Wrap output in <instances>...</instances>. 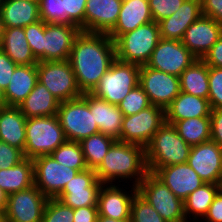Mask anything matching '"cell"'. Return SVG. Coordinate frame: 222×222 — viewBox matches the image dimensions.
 Returning a JSON list of instances; mask_svg holds the SVG:
<instances>
[{
  "label": "cell",
  "mask_w": 222,
  "mask_h": 222,
  "mask_svg": "<svg viewBox=\"0 0 222 222\" xmlns=\"http://www.w3.org/2000/svg\"><path fill=\"white\" fill-rule=\"evenodd\" d=\"M115 141V139L100 132L81 140L79 143L87 167L95 170L103 161L104 156Z\"/></svg>",
  "instance_id": "35"
},
{
  "label": "cell",
  "mask_w": 222,
  "mask_h": 222,
  "mask_svg": "<svg viewBox=\"0 0 222 222\" xmlns=\"http://www.w3.org/2000/svg\"><path fill=\"white\" fill-rule=\"evenodd\" d=\"M208 66L222 68V36L202 59Z\"/></svg>",
  "instance_id": "50"
},
{
  "label": "cell",
  "mask_w": 222,
  "mask_h": 222,
  "mask_svg": "<svg viewBox=\"0 0 222 222\" xmlns=\"http://www.w3.org/2000/svg\"><path fill=\"white\" fill-rule=\"evenodd\" d=\"M97 222H132V220L131 219L115 220L113 218H108L105 216L98 215Z\"/></svg>",
  "instance_id": "53"
},
{
  "label": "cell",
  "mask_w": 222,
  "mask_h": 222,
  "mask_svg": "<svg viewBox=\"0 0 222 222\" xmlns=\"http://www.w3.org/2000/svg\"><path fill=\"white\" fill-rule=\"evenodd\" d=\"M26 120L27 118L18 107L6 106L0 108V141L24 152Z\"/></svg>",
  "instance_id": "27"
},
{
  "label": "cell",
  "mask_w": 222,
  "mask_h": 222,
  "mask_svg": "<svg viewBox=\"0 0 222 222\" xmlns=\"http://www.w3.org/2000/svg\"><path fill=\"white\" fill-rule=\"evenodd\" d=\"M120 184H103L98 194V215L113 218L115 220L131 219V203L138 193L137 187H131V191L119 188ZM129 192L131 194H129Z\"/></svg>",
  "instance_id": "19"
},
{
  "label": "cell",
  "mask_w": 222,
  "mask_h": 222,
  "mask_svg": "<svg viewBox=\"0 0 222 222\" xmlns=\"http://www.w3.org/2000/svg\"><path fill=\"white\" fill-rule=\"evenodd\" d=\"M140 66L115 60L91 92L94 96L118 105L139 84Z\"/></svg>",
  "instance_id": "7"
},
{
  "label": "cell",
  "mask_w": 222,
  "mask_h": 222,
  "mask_svg": "<svg viewBox=\"0 0 222 222\" xmlns=\"http://www.w3.org/2000/svg\"><path fill=\"white\" fill-rule=\"evenodd\" d=\"M208 77L209 66L202 59H196L181 73L180 91L190 95L208 99Z\"/></svg>",
  "instance_id": "32"
},
{
  "label": "cell",
  "mask_w": 222,
  "mask_h": 222,
  "mask_svg": "<svg viewBox=\"0 0 222 222\" xmlns=\"http://www.w3.org/2000/svg\"><path fill=\"white\" fill-rule=\"evenodd\" d=\"M6 106L7 104H6V99L4 96V90L0 88V108L6 107Z\"/></svg>",
  "instance_id": "54"
},
{
  "label": "cell",
  "mask_w": 222,
  "mask_h": 222,
  "mask_svg": "<svg viewBox=\"0 0 222 222\" xmlns=\"http://www.w3.org/2000/svg\"><path fill=\"white\" fill-rule=\"evenodd\" d=\"M0 49L17 65H37L26 39L24 28H5Z\"/></svg>",
  "instance_id": "30"
},
{
  "label": "cell",
  "mask_w": 222,
  "mask_h": 222,
  "mask_svg": "<svg viewBox=\"0 0 222 222\" xmlns=\"http://www.w3.org/2000/svg\"><path fill=\"white\" fill-rule=\"evenodd\" d=\"M4 29H5L4 23H3V20H2L1 14H0V45H1V42L3 40Z\"/></svg>",
  "instance_id": "55"
},
{
  "label": "cell",
  "mask_w": 222,
  "mask_h": 222,
  "mask_svg": "<svg viewBox=\"0 0 222 222\" xmlns=\"http://www.w3.org/2000/svg\"><path fill=\"white\" fill-rule=\"evenodd\" d=\"M73 209L57 198H49L41 222H73Z\"/></svg>",
  "instance_id": "39"
},
{
  "label": "cell",
  "mask_w": 222,
  "mask_h": 222,
  "mask_svg": "<svg viewBox=\"0 0 222 222\" xmlns=\"http://www.w3.org/2000/svg\"><path fill=\"white\" fill-rule=\"evenodd\" d=\"M17 64L0 49V88L5 91Z\"/></svg>",
  "instance_id": "46"
},
{
  "label": "cell",
  "mask_w": 222,
  "mask_h": 222,
  "mask_svg": "<svg viewBox=\"0 0 222 222\" xmlns=\"http://www.w3.org/2000/svg\"><path fill=\"white\" fill-rule=\"evenodd\" d=\"M221 188L222 185L220 184L205 183L194 192L189 194L184 201L186 221L189 222L188 216H192L193 219H189L194 222L199 220L201 221V219H203L208 213L209 207L212 204L214 197Z\"/></svg>",
  "instance_id": "33"
},
{
  "label": "cell",
  "mask_w": 222,
  "mask_h": 222,
  "mask_svg": "<svg viewBox=\"0 0 222 222\" xmlns=\"http://www.w3.org/2000/svg\"><path fill=\"white\" fill-rule=\"evenodd\" d=\"M34 185L48 198H55L79 171L58 163L51 155L33 158Z\"/></svg>",
  "instance_id": "11"
},
{
  "label": "cell",
  "mask_w": 222,
  "mask_h": 222,
  "mask_svg": "<svg viewBox=\"0 0 222 222\" xmlns=\"http://www.w3.org/2000/svg\"><path fill=\"white\" fill-rule=\"evenodd\" d=\"M152 21L149 0H123L117 23L108 36L115 41L120 35Z\"/></svg>",
  "instance_id": "23"
},
{
  "label": "cell",
  "mask_w": 222,
  "mask_h": 222,
  "mask_svg": "<svg viewBox=\"0 0 222 222\" xmlns=\"http://www.w3.org/2000/svg\"><path fill=\"white\" fill-rule=\"evenodd\" d=\"M132 222H166L138 193L131 203Z\"/></svg>",
  "instance_id": "38"
},
{
  "label": "cell",
  "mask_w": 222,
  "mask_h": 222,
  "mask_svg": "<svg viewBox=\"0 0 222 222\" xmlns=\"http://www.w3.org/2000/svg\"><path fill=\"white\" fill-rule=\"evenodd\" d=\"M201 11L222 25V0H201Z\"/></svg>",
  "instance_id": "47"
},
{
  "label": "cell",
  "mask_w": 222,
  "mask_h": 222,
  "mask_svg": "<svg viewBox=\"0 0 222 222\" xmlns=\"http://www.w3.org/2000/svg\"><path fill=\"white\" fill-rule=\"evenodd\" d=\"M73 222H97L98 207H81L73 209Z\"/></svg>",
  "instance_id": "51"
},
{
  "label": "cell",
  "mask_w": 222,
  "mask_h": 222,
  "mask_svg": "<svg viewBox=\"0 0 222 222\" xmlns=\"http://www.w3.org/2000/svg\"><path fill=\"white\" fill-rule=\"evenodd\" d=\"M123 0H87L84 32L109 33L117 23Z\"/></svg>",
  "instance_id": "21"
},
{
  "label": "cell",
  "mask_w": 222,
  "mask_h": 222,
  "mask_svg": "<svg viewBox=\"0 0 222 222\" xmlns=\"http://www.w3.org/2000/svg\"><path fill=\"white\" fill-rule=\"evenodd\" d=\"M0 222H4L3 215L0 214Z\"/></svg>",
  "instance_id": "56"
},
{
  "label": "cell",
  "mask_w": 222,
  "mask_h": 222,
  "mask_svg": "<svg viewBox=\"0 0 222 222\" xmlns=\"http://www.w3.org/2000/svg\"><path fill=\"white\" fill-rule=\"evenodd\" d=\"M211 140L222 148V108L211 109Z\"/></svg>",
  "instance_id": "48"
},
{
  "label": "cell",
  "mask_w": 222,
  "mask_h": 222,
  "mask_svg": "<svg viewBox=\"0 0 222 222\" xmlns=\"http://www.w3.org/2000/svg\"><path fill=\"white\" fill-rule=\"evenodd\" d=\"M40 20L64 24L63 0H38Z\"/></svg>",
  "instance_id": "42"
},
{
  "label": "cell",
  "mask_w": 222,
  "mask_h": 222,
  "mask_svg": "<svg viewBox=\"0 0 222 222\" xmlns=\"http://www.w3.org/2000/svg\"><path fill=\"white\" fill-rule=\"evenodd\" d=\"M139 85L152 105L166 109L180 93V77L146 65L140 66Z\"/></svg>",
  "instance_id": "13"
},
{
  "label": "cell",
  "mask_w": 222,
  "mask_h": 222,
  "mask_svg": "<svg viewBox=\"0 0 222 222\" xmlns=\"http://www.w3.org/2000/svg\"><path fill=\"white\" fill-rule=\"evenodd\" d=\"M38 81L37 65H17L4 91L7 106L18 107Z\"/></svg>",
  "instance_id": "28"
},
{
  "label": "cell",
  "mask_w": 222,
  "mask_h": 222,
  "mask_svg": "<svg viewBox=\"0 0 222 222\" xmlns=\"http://www.w3.org/2000/svg\"><path fill=\"white\" fill-rule=\"evenodd\" d=\"M57 116L66 140L80 142L100 132L88 105V93L59 104Z\"/></svg>",
  "instance_id": "6"
},
{
  "label": "cell",
  "mask_w": 222,
  "mask_h": 222,
  "mask_svg": "<svg viewBox=\"0 0 222 222\" xmlns=\"http://www.w3.org/2000/svg\"><path fill=\"white\" fill-rule=\"evenodd\" d=\"M87 0H63L64 24H73L84 32Z\"/></svg>",
  "instance_id": "40"
},
{
  "label": "cell",
  "mask_w": 222,
  "mask_h": 222,
  "mask_svg": "<svg viewBox=\"0 0 222 222\" xmlns=\"http://www.w3.org/2000/svg\"><path fill=\"white\" fill-rule=\"evenodd\" d=\"M51 156L61 165H65L79 172L88 169L79 142L66 140Z\"/></svg>",
  "instance_id": "36"
},
{
  "label": "cell",
  "mask_w": 222,
  "mask_h": 222,
  "mask_svg": "<svg viewBox=\"0 0 222 222\" xmlns=\"http://www.w3.org/2000/svg\"><path fill=\"white\" fill-rule=\"evenodd\" d=\"M0 14L5 28H24L40 20L38 0H2Z\"/></svg>",
  "instance_id": "26"
},
{
  "label": "cell",
  "mask_w": 222,
  "mask_h": 222,
  "mask_svg": "<svg viewBox=\"0 0 222 222\" xmlns=\"http://www.w3.org/2000/svg\"><path fill=\"white\" fill-rule=\"evenodd\" d=\"M26 157L21 149L0 141V169H8Z\"/></svg>",
  "instance_id": "45"
},
{
  "label": "cell",
  "mask_w": 222,
  "mask_h": 222,
  "mask_svg": "<svg viewBox=\"0 0 222 222\" xmlns=\"http://www.w3.org/2000/svg\"><path fill=\"white\" fill-rule=\"evenodd\" d=\"M7 200H8L7 193L4 190L0 189V214L2 215L5 212Z\"/></svg>",
  "instance_id": "52"
},
{
  "label": "cell",
  "mask_w": 222,
  "mask_h": 222,
  "mask_svg": "<svg viewBox=\"0 0 222 222\" xmlns=\"http://www.w3.org/2000/svg\"><path fill=\"white\" fill-rule=\"evenodd\" d=\"M210 114L211 106L208 99L180 91L165 109V121L174 125L177 121L195 117H210Z\"/></svg>",
  "instance_id": "24"
},
{
  "label": "cell",
  "mask_w": 222,
  "mask_h": 222,
  "mask_svg": "<svg viewBox=\"0 0 222 222\" xmlns=\"http://www.w3.org/2000/svg\"><path fill=\"white\" fill-rule=\"evenodd\" d=\"M165 122V110L151 104L136 114L124 116L120 141L145 148Z\"/></svg>",
  "instance_id": "10"
},
{
  "label": "cell",
  "mask_w": 222,
  "mask_h": 222,
  "mask_svg": "<svg viewBox=\"0 0 222 222\" xmlns=\"http://www.w3.org/2000/svg\"><path fill=\"white\" fill-rule=\"evenodd\" d=\"M191 146L179 136L173 124L165 122L145 147L148 172L154 173L161 167L186 163Z\"/></svg>",
  "instance_id": "3"
},
{
  "label": "cell",
  "mask_w": 222,
  "mask_h": 222,
  "mask_svg": "<svg viewBox=\"0 0 222 222\" xmlns=\"http://www.w3.org/2000/svg\"><path fill=\"white\" fill-rule=\"evenodd\" d=\"M95 173L103 184H114L116 180L120 183L122 182L120 179L123 182L134 179L133 186L137 187L148 173L145 148L138 144L116 140L95 169Z\"/></svg>",
  "instance_id": "2"
},
{
  "label": "cell",
  "mask_w": 222,
  "mask_h": 222,
  "mask_svg": "<svg viewBox=\"0 0 222 222\" xmlns=\"http://www.w3.org/2000/svg\"><path fill=\"white\" fill-rule=\"evenodd\" d=\"M48 199L35 185L8 195L4 222H41Z\"/></svg>",
  "instance_id": "12"
},
{
  "label": "cell",
  "mask_w": 222,
  "mask_h": 222,
  "mask_svg": "<svg viewBox=\"0 0 222 222\" xmlns=\"http://www.w3.org/2000/svg\"><path fill=\"white\" fill-rule=\"evenodd\" d=\"M187 163L204 183L222 185V148L216 142L192 146Z\"/></svg>",
  "instance_id": "16"
},
{
  "label": "cell",
  "mask_w": 222,
  "mask_h": 222,
  "mask_svg": "<svg viewBox=\"0 0 222 222\" xmlns=\"http://www.w3.org/2000/svg\"><path fill=\"white\" fill-rule=\"evenodd\" d=\"M103 185L94 169L79 172L64 189L55 197L72 209L81 207H97L98 194Z\"/></svg>",
  "instance_id": "15"
},
{
  "label": "cell",
  "mask_w": 222,
  "mask_h": 222,
  "mask_svg": "<svg viewBox=\"0 0 222 222\" xmlns=\"http://www.w3.org/2000/svg\"><path fill=\"white\" fill-rule=\"evenodd\" d=\"M80 31L73 24L44 22L43 62L69 60L74 39Z\"/></svg>",
  "instance_id": "17"
},
{
  "label": "cell",
  "mask_w": 222,
  "mask_h": 222,
  "mask_svg": "<svg viewBox=\"0 0 222 222\" xmlns=\"http://www.w3.org/2000/svg\"><path fill=\"white\" fill-rule=\"evenodd\" d=\"M150 105L147 94L138 84L118 104V108L124 116H129L142 111Z\"/></svg>",
  "instance_id": "37"
},
{
  "label": "cell",
  "mask_w": 222,
  "mask_h": 222,
  "mask_svg": "<svg viewBox=\"0 0 222 222\" xmlns=\"http://www.w3.org/2000/svg\"><path fill=\"white\" fill-rule=\"evenodd\" d=\"M184 0H149V7L153 21H159L170 17L182 5Z\"/></svg>",
  "instance_id": "44"
},
{
  "label": "cell",
  "mask_w": 222,
  "mask_h": 222,
  "mask_svg": "<svg viewBox=\"0 0 222 222\" xmlns=\"http://www.w3.org/2000/svg\"><path fill=\"white\" fill-rule=\"evenodd\" d=\"M25 128L24 155L26 158L51 155L66 141L57 115L27 118Z\"/></svg>",
  "instance_id": "5"
},
{
  "label": "cell",
  "mask_w": 222,
  "mask_h": 222,
  "mask_svg": "<svg viewBox=\"0 0 222 222\" xmlns=\"http://www.w3.org/2000/svg\"><path fill=\"white\" fill-rule=\"evenodd\" d=\"M221 36L222 25L201 15L186 29L181 41L197 59H203Z\"/></svg>",
  "instance_id": "18"
},
{
  "label": "cell",
  "mask_w": 222,
  "mask_h": 222,
  "mask_svg": "<svg viewBox=\"0 0 222 222\" xmlns=\"http://www.w3.org/2000/svg\"><path fill=\"white\" fill-rule=\"evenodd\" d=\"M115 60V44L107 33L80 31L74 39L69 62L81 93H91Z\"/></svg>",
  "instance_id": "1"
},
{
  "label": "cell",
  "mask_w": 222,
  "mask_h": 222,
  "mask_svg": "<svg viewBox=\"0 0 222 222\" xmlns=\"http://www.w3.org/2000/svg\"><path fill=\"white\" fill-rule=\"evenodd\" d=\"M205 222H222V188L218 191L208 213L203 218Z\"/></svg>",
  "instance_id": "49"
},
{
  "label": "cell",
  "mask_w": 222,
  "mask_h": 222,
  "mask_svg": "<svg viewBox=\"0 0 222 222\" xmlns=\"http://www.w3.org/2000/svg\"><path fill=\"white\" fill-rule=\"evenodd\" d=\"M160 39L159 26L155 21L139 26L114 41L116 59L139 66L146 65Z\"/></svg>",
  "instance_id": "4"
},
{
  "label": "cell",
  "mask_w": 222,
  "mask_h": 222,
  "mask_svg": "<svg viewBox=\"0 0 222 222\" xmlns=\"http://www.w3.org/2000/svg\"><path fill=\"white\" fill-rule=\"evenodd\" d=\"M88 105L91 113H93L95 122H97L100 133L120 141L124 115L118 105L111 104L91 93H88Z\"/></svg>",
  "instance_id": "25"
},
{
  "label": "cell",
  "mask_w": 222,
  "mask_h": 222,
  "mask_svg": "<svg viewBox=\"0 0 222 222\" xmlns=\"http://www.w3.org/2000/svg\"><path fill=\"white\" fill-rule=\"evenodd\" d=\"M153 174L183 201L189 194L205 184L187 162L161 167Z\"/></svg>",
  "instance_id": "20"
},
{
  "label": "cell",
  "mask_w": 222,
  "mask_h": 222,
  "mask_svg": "<svg viewBox=\"0 0 222 222\" xmlns=\"http://www.w3.org/2000/svg\"><path fill=\"white\" fill-rule=\"evenodd\" d=\"M38 81L61 103L82 96L69 60L37 63Z\"/></svg>",
  "instance_id": "9"
},
{
  "label": "cell",
  "mask_w": 222,
  "mask_h": 222,
  "mask_svg": "<svg viewBox=\"0 0 222 222\" xmlns=\"http://www.w3.org/2000/svg\"><path fill=\"white\" fill-rule=\"evenodd\" d=\"M34 185V164L25 158L8 169H0V189L7 195L26 190Z\"/></svg>",
  "instance_id": "31"
},
{
  "label": "cell",
  "mask_w": 222,
  "mask_h": 222,
  "mask_svg": "<svg viewBox=\"0 0 222 222\" xmlns=\"http://www.w3.org/2000/svg\"><path fill=\"white\" fill-rule=\"evenodd\" d=\"M201 15V0H184L174 14L158 22L160 38L181 41L186 29Z\"/></svg>",
  "instance_id": "22"
},
{
  "label": "cell",
  "mask_w": 222,
  "mask_h": 222,
  "mask_svg": "<svg viewBox=\"0 0 222 222\" xmlns=\"http://www.w3.org/2000/svg\"><path fill=\"white\" fill-rule=\"evenodd\" d=\"M60 102L39 81L18 108L26 118L57 115Z\"/></svg>",
  "instance_id": "29"
},
{
  "label": "cell",
  "mask_w": 222,
  "mask_h": 222,
  "mask_svg": "<svg viewBox=\"0 0 222 222\" xmlns=\"http://www.w3.org/2000/svg\"><path fill=\"white\" fill-rule=\"evenodd\" d=\"M24 32L34 57L38 62H43L42 42L44 36V21L39 20L36 23L27 25L24 27Z\"/></svg>",
  "instance_id": "41"
},
{
  "label": "cell",
  "mask_w": 222,
  "mask_h": 222,
  "mask_svg": "<svg viewBox=\"0 0 222 222\" xmlns=\"http://www.w3.org/2000/svg\"><path fill=\"white\" fill-rule=\"evenodd\" d=\"M209 95L211 109L222 108V68L209 66Z\"/></svg>",
  "instance_id": "43"
},
{
  "label": "cell",
  "mask_w": 222,
  "mask_h": 222,
  "mask_svg": "<svg viewBox=\"0 0 222 222\" xmlns=\"http://www.w3.org/2000/svg\"><path fill=\"white\" fill-rule=\"evenodd\" d=\"M137 192L166 222H187L184 201L173 194L153 173L148 172L145 175L137 186Z\"/></svg>",
  "instance_id": "8"
},
{
  "label": "cell",
  "mask_w": 222,
  "mask_h": 222,
  "mask_svg": "<svg viewBox=\"0 0 222 222\" xmlns=\"http://www.w3.org/2000/svg\"><path fill=\"white\" fill-rule=\"evenodd\" d=\"M180 137L192 146L211 140V119L210 117H195L174 124Z\"/></svg>",
  "instance_id": "34"
},
{
  "label": "cell",
  "mask_w": 222,
  "mask_h": 222,
  "mask_svg": "<svg viewBox=\"0 0 222 222\" xmlns=\"http://www.w3.org/2000/svg\"><path fill=\"white\" fill-rule=\"evenodd\" d=\"M196 59L182 41L160 39L146 66L180 77Z\"/></svg>",
  "instance_id": "14"
}]
</instances>
